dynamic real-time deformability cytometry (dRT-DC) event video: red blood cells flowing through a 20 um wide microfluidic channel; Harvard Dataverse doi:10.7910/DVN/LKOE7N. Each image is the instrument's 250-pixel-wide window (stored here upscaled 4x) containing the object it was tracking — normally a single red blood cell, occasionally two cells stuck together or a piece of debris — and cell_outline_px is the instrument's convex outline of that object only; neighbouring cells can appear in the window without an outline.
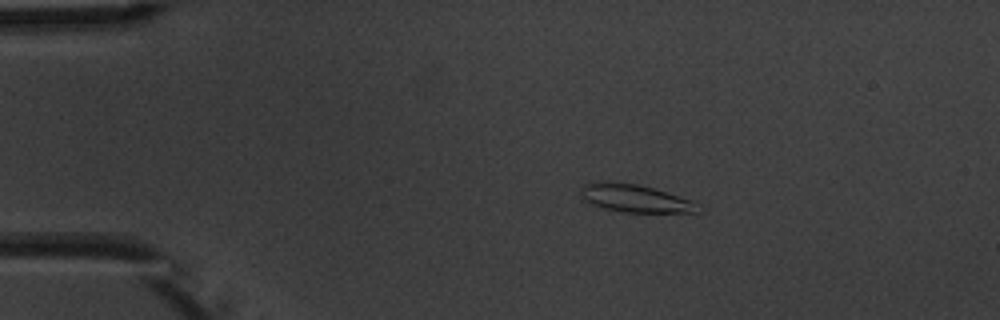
{"species": "common noctule bat (a hibernating species)", "species_latin": "Nyctalus noctula", "temperature_condition": "warm", "stored_images_in_passage": 5, "camera_frame_rate_fps": 3000, "um_per_image_px": 0.085, "animal": {"sex": "male", "body_mass_g": 20.1, "forearm_length_mm": 53.5}, "frame": {"image": 1, "passage_image": 3, "time_ms": 2.333, "image_size_px": [1000, 320], "cell_outline_px": [[700, 212], [624, 212], [604, 208], [592, 204], [584, 200], [580, 196], [584, 184], [600, 180], [608, 180], [636, 184], [652, 188], [692, 200]], "centroid_in_image_um": [53.9, 16.84], "position_along_channel_um": 31.1, "area_um2": 18.79}}